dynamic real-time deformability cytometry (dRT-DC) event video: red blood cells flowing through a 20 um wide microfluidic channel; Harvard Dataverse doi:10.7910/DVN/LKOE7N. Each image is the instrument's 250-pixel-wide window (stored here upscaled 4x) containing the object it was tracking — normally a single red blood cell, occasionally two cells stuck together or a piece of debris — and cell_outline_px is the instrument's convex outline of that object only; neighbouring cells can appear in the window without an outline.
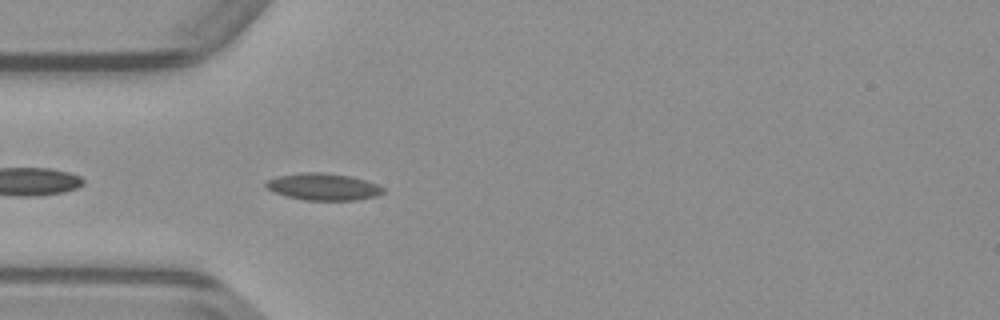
{"species": "common noctule bat (a hibernating species)", "species_latin": "Nyctalus noctula", "temperature_condition": "warm", "stored_images_in_passage": 34, "camera_frame_rate_fps": 3000, "um_per_image_px": 0.085, "animal": {"sex": "male", "body_mass_g": 23.1, "forearm_length_mm": 52.7}, "frame": {"image": 1, "passage_image": 2, "time_ms": 0.333, "image_size_px": [1000, 320], "cell_outline_px": [[384, 192], [376, 196], [356, 200], [304, 200], [288, 196], [276, 192], [268, 188], [264, 184], [268, 180], [280, 176], [300, 172], [324, 172], [348, 176], [364, 180], [376, 184], [384, 188]], "centroid_in_image_um": [27.49, 15.87], "position_along_channel_um": 57.5, "area_um2": 18.09}}
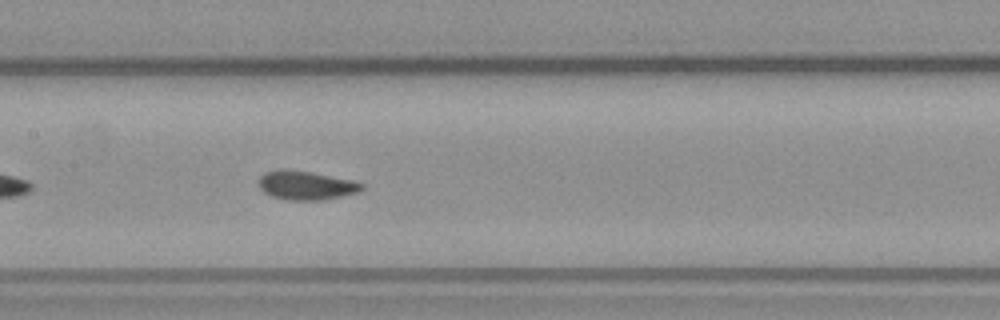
{"frame": {"image": 2, "passage_image": 11, "time_ms": 3.333, "image_size_px": [1000, 320], "cell_outline_px": [[364, 188], [360, 192], [320, 200], [284, 200], [272, 196], [264, 192], [260, 188], [260, 176], [264, 172], [284, 168], [312, 172], [356, 180], [364, 184]], "centroid_in_image_um": [26.04, 15.74], "position_along_channel_um": 181.4, "area_um2": 17.57}}
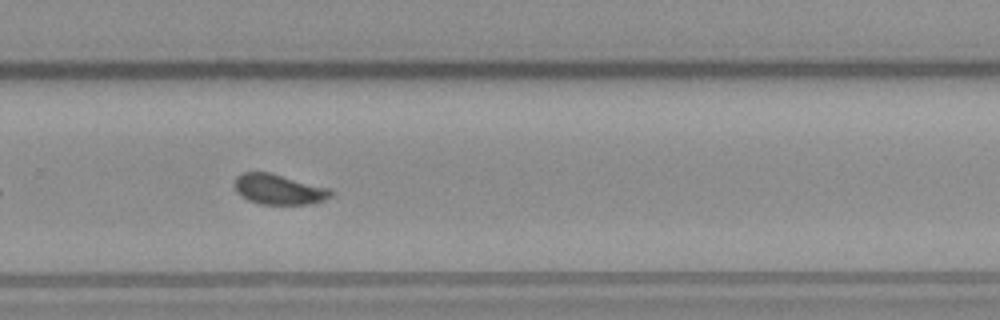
{"frame": {"image": 3, "passage_image": 20, "time_ms": 6.333, "image_size_px": [1000, 320], "cell_outline_px": [[332, 196], [324, 200], [312, 204], [260, 204], [248, 200], [240, 196], [236, 192], [236, 176], [240, 172], [272, 172], [332, 188]], "centroid_in_image_um": [23.73, 16.08], "position_along_channel_um": 306.1, "area_um2": 17.34}}